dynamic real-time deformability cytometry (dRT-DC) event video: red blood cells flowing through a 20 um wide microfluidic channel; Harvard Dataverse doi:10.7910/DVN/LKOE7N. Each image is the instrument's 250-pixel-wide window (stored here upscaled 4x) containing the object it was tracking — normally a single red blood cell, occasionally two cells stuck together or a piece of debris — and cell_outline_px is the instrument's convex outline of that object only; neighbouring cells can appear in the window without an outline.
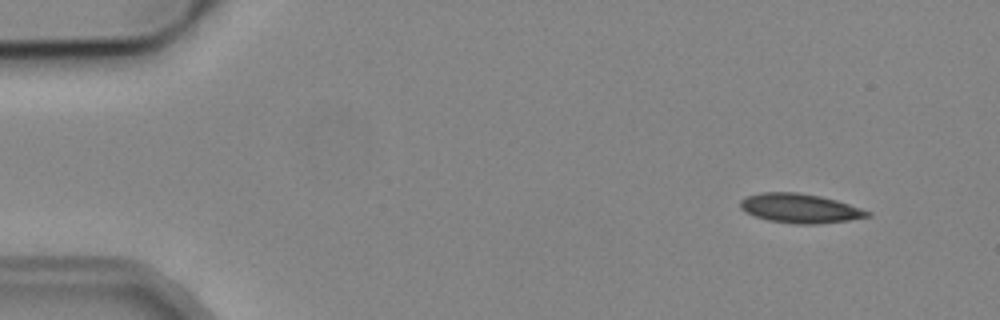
{"species": "common noctule bat (a hibernating species)", "species_latin": "Nyctalus noctula", "temperature_condition": "cold", "stored_images_in_passage": 5, "camera_frame_rate_fps": 3000, "um_per_image_px": 0.085, "animal": {"sex": "male", "body_mass_g": 19.2, "forearm_length_mm": 51.8}, "frame": {"image": 1, "passage_image": 1, "time_ms": 0.0, "image_size_px": [1000, 320], "cell_outline_px": [[872, 216], [848, 220], [816, 224], [796, 224], [768, 220], [756, 216], [740, 208], [740, 200], [748, 196], [760, 192], [796, 192], [820, 196], [836, 200], [872, 212]], "centroid_in_image_um": [68.01, 17.7], "position_along_channel_um": 17.0, "area_um2": 21.5}}
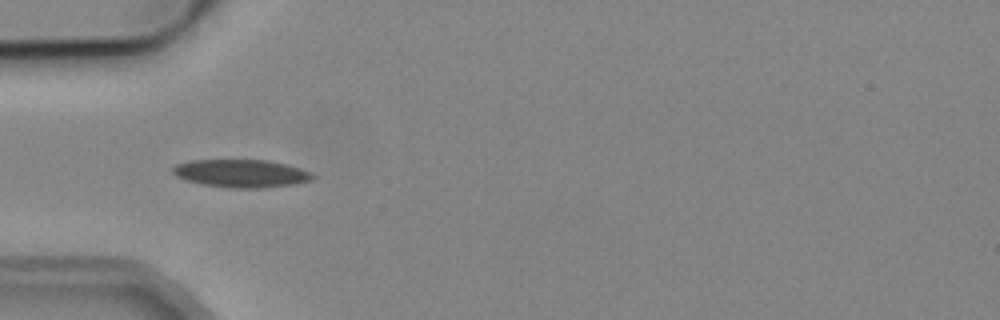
{"frame": {"image": 2, "passage_image": 3, "time_ms": 4.0, "image_size_px": [1000, 320], "cell_outline_px": [[316, 176], [312, 180], [296, 184], [260, 188], [228, 188], [204, 184], [184, 180], [176, 176], [172, 172], [172, 168], [176, 164], [188, 160], [268, 160], [300, 168]], "centroid_in_image_um": [20.47, 14.74], "position_along_channel_um": 64.5, "area_um2": 22.77}}